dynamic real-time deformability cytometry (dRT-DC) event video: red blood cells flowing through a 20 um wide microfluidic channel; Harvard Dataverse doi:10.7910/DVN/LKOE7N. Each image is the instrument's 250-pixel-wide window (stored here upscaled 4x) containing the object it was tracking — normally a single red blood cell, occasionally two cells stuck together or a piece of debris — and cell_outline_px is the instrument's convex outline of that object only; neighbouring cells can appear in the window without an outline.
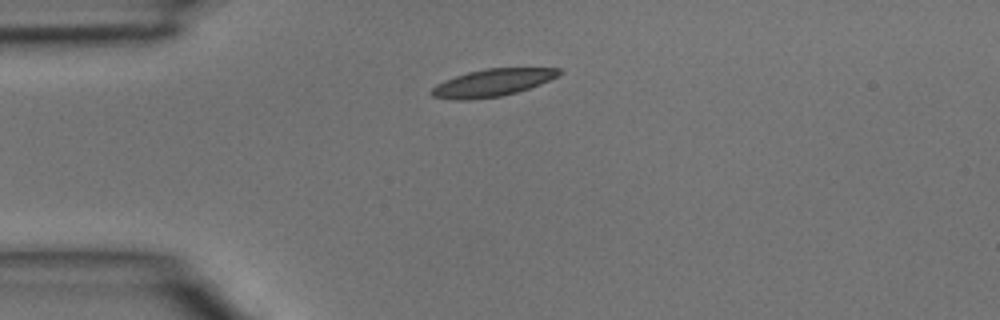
{"species": "common noctule bat (a hibernating species)", "species_latin": "Nyctalus noctula", "temperature_condition": "room temperature", "stored_images_in_passage": 2, "camera_frame_rate_fps": 3000, "um_per_image_px": 0.085, "animal": {"sex": "male", "body_mass_g": 15.6}, "frame": {"image": 1, "passage_image": 1, "time_ms": 0.0, "image_size_px": [1000, 320], "cell_outline_px": [[564, 72], [560, 76], [540, 84], [516, 92], [500, 96], [468, 100], [456, 100], [432, 96], [428, 92], [436, 84], [444, 80], [468, 72], [484, 68], [560, 68]], "centroid_in_image_um": [41.86, 7.02], "position_along_channel_um": 43.1, "area_um2": 20.4}}